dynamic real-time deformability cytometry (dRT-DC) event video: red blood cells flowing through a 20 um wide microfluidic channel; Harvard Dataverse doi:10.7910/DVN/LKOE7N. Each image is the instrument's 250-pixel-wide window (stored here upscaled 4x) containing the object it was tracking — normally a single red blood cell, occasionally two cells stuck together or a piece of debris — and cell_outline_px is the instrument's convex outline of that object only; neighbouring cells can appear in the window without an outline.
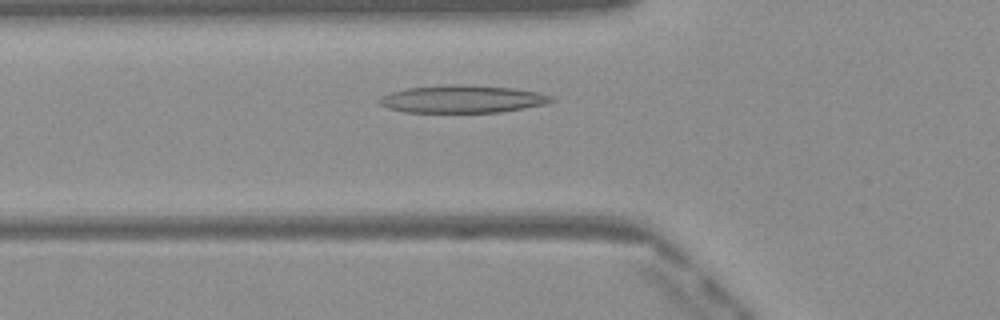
{"species": "Egyptian fruit bat (a non-hibernating species)", "species_latin": "Rousettus aegyptiacus", "temperature_condition": "warm", "stored_images_in_passage": 42, "camera_frame_rate_fps": 3000, "um_per_image_px": 0.085, "frame": {"image": 1, "passage_image": 10, "time_ms": 3.0, "image_size_px": [1000, 320], "cell_outline_px": [[556, 100], [544, 104], [524, 108], [500, 112], [404, 112], [388, 108], [380, 104], [376, 100], [380, 96], [392, 92], [408, 88], [464, 84], [512, 88], [540, 92], [556, 96]], "centroid_in_image_um": [39.34, 8.42], "position_along_channel_um": 86.5, "area_um2": 27.63}}
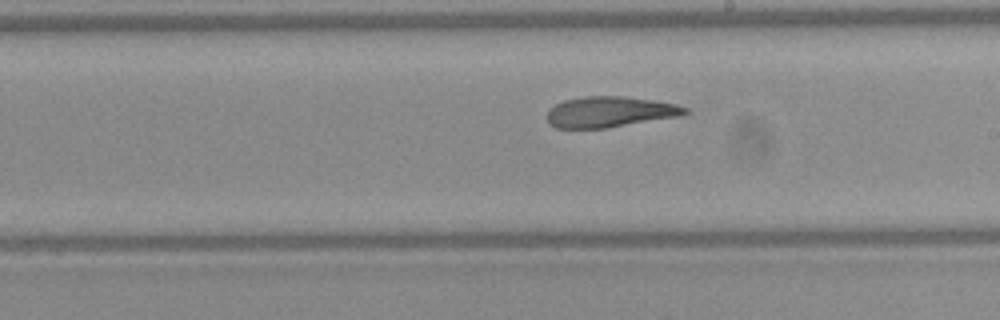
{"frame": {"image": 2, "passage_image": 21, "time_ms": 6.667, "image_size_px": [1000, 320], "cell_outline_px": [[692, 112], [680, 116], [608, 128], [556, 128], [548, 124], [548, 108], [564, 100], [584, 96], [624, 96], [652, 100], [676, 104], [688, 108]], "centroid_in_image_um": [51.85, 9.51], "position_along_channel_um": 237.1, "area_um2": 24.91}}
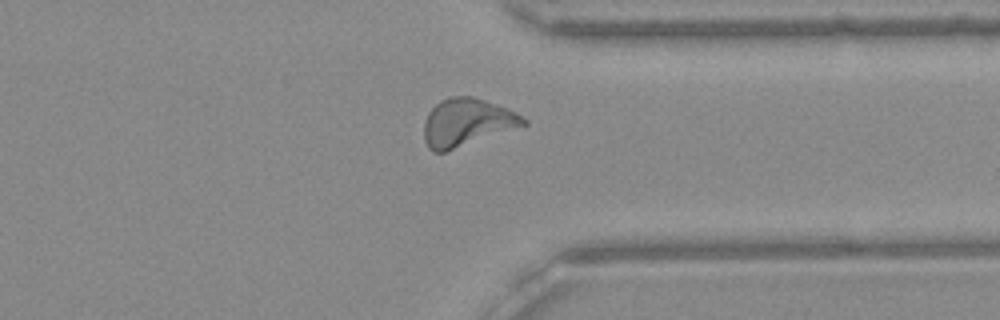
{"frame": {"image": 3, "passage_image": 31, "time_ms": 10.0, "image_size_px": [1000, 320], "cell_outline_px": [[528, 124], [444, 152], [432, 152], [428, 148], [424, 140], [424, 120], [428, 112], [440, 100], [448, 96], [472, 96], [508, 108], [528, 120]], "centroid_in_image_um": [39.65, 10.4], "position_along_channel_um": 371.7, "area_um2": 27.57}, "authors_computed_cell_mechanics": {"area_um2": 26.1834, "velocity_mm_per_s": 4.0867, "shape_relaxation_time_tau1_ms": null, "shape_relaxation_time_tau2_ms": 2.9671, "deformation_change_tau1": null, "deformation_change_tau2": 0.1191}}